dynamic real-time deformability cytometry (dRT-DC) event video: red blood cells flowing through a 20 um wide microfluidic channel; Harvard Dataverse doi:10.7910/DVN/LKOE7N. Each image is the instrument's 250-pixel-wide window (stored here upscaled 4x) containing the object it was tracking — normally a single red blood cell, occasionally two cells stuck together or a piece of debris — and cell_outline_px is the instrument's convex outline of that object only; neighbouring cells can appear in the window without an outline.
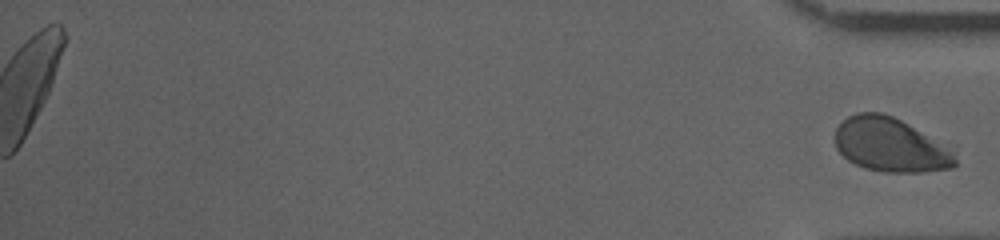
{"species": "human", "species_latin": "Homo sapiens", "temperature_condition": "cold", "stored_images_in_passage": 53, "segment_of_instrument_passage": [2, 2], "camera_frame_rate_fps": 3000, "um_per_image_px": 0.085, "donor": {"sex": "male"}, "frame": {"image": 1, "passage_image": 53, "time_ms": 17.333, "image_size_px": [1000, 240], "cell_outline_px": [[956, 164], [952, 168], [924, 172], [884, 172], [864, 168], [848, 160], [836, 148], [836, 128], [848, 116], [856, 112], [880, 112], [892, 116], [900, 120], [952, 152], [956, 160]], "centroid_in_image_um": [75.61, 12.33], "position_along_channel_um": 359.6, "area_um2": 36.88}}